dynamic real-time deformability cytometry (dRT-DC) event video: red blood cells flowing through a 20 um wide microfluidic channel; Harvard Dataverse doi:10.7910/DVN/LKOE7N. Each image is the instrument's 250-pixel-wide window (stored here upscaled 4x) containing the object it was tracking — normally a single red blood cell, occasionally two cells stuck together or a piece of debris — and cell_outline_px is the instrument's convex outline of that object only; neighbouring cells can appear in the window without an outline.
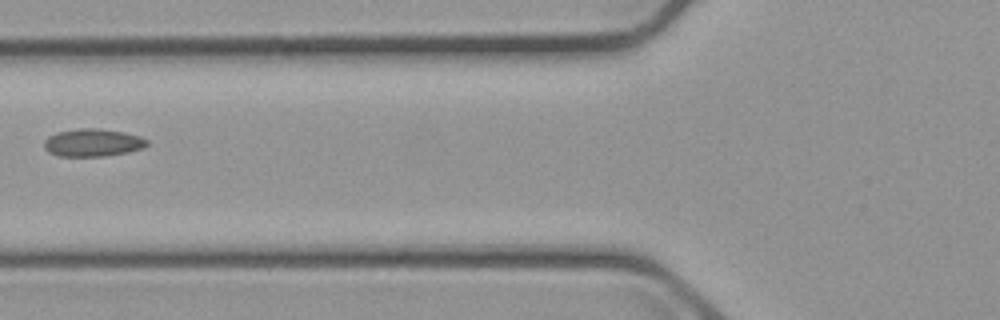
{"species": "common noctule bat (a hibernating species)", "species_latin": "Nyctalus noctula", "temperature_condition": "cold", "stored_images_in_passage": 2, "camera_frame_rate_fps": 3000, "um_per_image_px": 0.085, "animal": {"sex": "male", "body_mass_g": 23.1, "forearm_length_mm": 52.7}, "frame": {"image": 1, "passage_image": 2, "time_ms": 1.333, "image_size_px": [1000, 320], "cell_outline_px": [[148, 144], [144, 148], [128, 152], [104, 156], [56, 156], [48, 152], [44, 148], [44, 140], [48, 136], [56, 132], [80, 128], [100, 128], [124, 132], [140, 136], [148, 140]], "centroid_in_image_um": [7.87, 12.12], "position_along_channel_um": 117.9, "area_um2": 16.82}}